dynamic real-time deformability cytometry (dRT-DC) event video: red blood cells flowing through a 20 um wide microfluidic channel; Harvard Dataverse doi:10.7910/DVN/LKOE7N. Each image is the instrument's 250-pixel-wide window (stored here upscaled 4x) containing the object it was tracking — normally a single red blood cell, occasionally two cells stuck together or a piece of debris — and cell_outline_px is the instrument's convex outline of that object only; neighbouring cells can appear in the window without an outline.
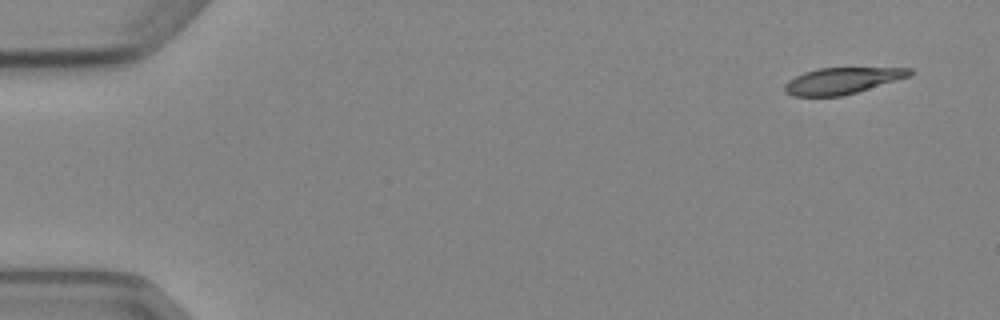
{"species": "Egyptian fruit bat (a non-hibernating species)", "species_latin": "Rousettus aegyptiacus", "temperature_condition": "cold", "stored_images_in_passage": 6, "segment_of_instrument_passage": [1, 2], "camera_frame_rate_fps": 3000, "um_per_image_px": 0.085, "animal": {"sex": "female"}, "frame": {"image": 1, "passage_image": 1, "time_ms": 0.0, "image_size_px": [1000, 320], "cell_outline_px": [[912, 76], [844, 96], [792, 96], [784, 92], [784, 84], [788, 80], [804, 72], [816, 68], [912, 68]], "centroid_in_image_um": [71.58, 6.87], "position_along_channel_um": 13.4, "area_um2": 19.36}}
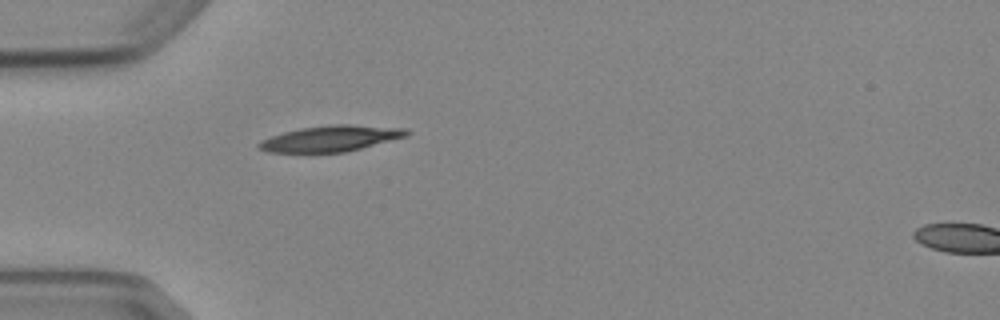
{"frame": {"image": 2, "passage_image": 5, "time_ms": 4.333, "image_size_px": [1000, 320], "cell_outline_px": [[412, 132], [408, 136], [344, 152], [268, 152], [260, 148], [256, 144], [260, 140], [284, 132], [300, 128], [328, 124], [352, 124], [408, 128]], "centroid_in_image_um": [28.16, 11.75], "position_along_channel_um": 56.8, "area_um2": 22.37}}